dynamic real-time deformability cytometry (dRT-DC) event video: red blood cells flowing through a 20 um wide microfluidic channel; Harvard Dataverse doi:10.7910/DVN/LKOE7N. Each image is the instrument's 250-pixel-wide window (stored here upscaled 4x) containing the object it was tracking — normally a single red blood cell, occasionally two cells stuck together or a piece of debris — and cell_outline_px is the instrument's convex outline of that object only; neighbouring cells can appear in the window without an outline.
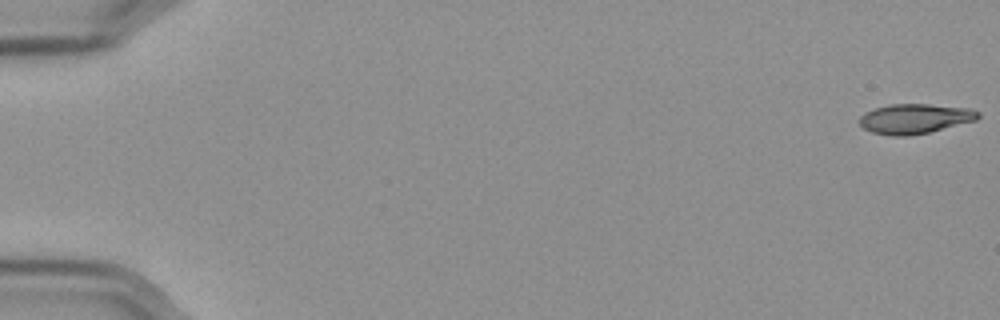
{"species": "Egyptian fruit bat (a non-hibernating species)", "species_latin": "Rousettus aegyptiacus", "temperature_condition": "cold", "stored_images_in_passage": 57, "camera_frame_rate_fps": 3000, "um_per_image_px": 0.085, "frame": {"image": 1, "passage_image": 1, "time_ms": 0.0, "image_size_px": [1000, 320], "cell_outline_px": [[980, 116], [976, 120], [928, 132], [908, 136], [892, 136], [872, 132], [864, 128], [856, 120], [864, 112], [876, 108], [892, 104], [928, 104], [972, 108], [980, 112]], "centroid_in_image_um": [77.75, 10.08], "position_along_channel_um": 7.3, "area_um2": 20.63}}
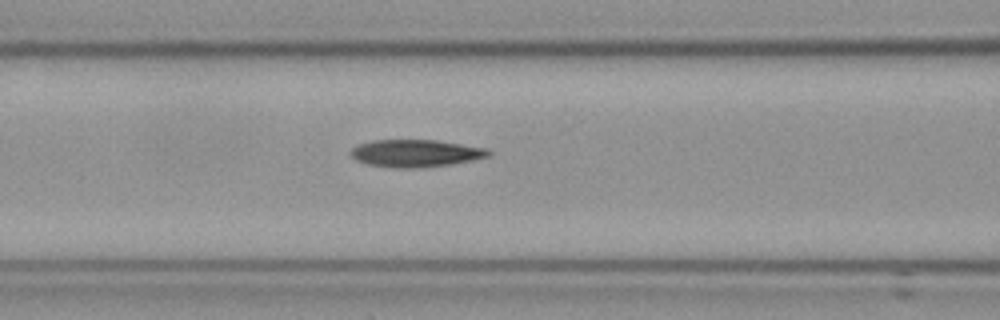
{"frame": {"image": 2, "passage_image": 25, "time_ms": 8.0, "image_size_px": [1000, 320], "cell_outline_px": [[492, 152], [488, 156], [472, 160], [452, 164], [412, 168], [396, 168], [368, 164], [356, 160], [348, 152], [356, 144], [372, 140], [436, 140], [488, 148]], "centroid_in_image_um": [35.3, 13.02], "position_along_channel_um": 131.3, "area_um2": 22.02}}
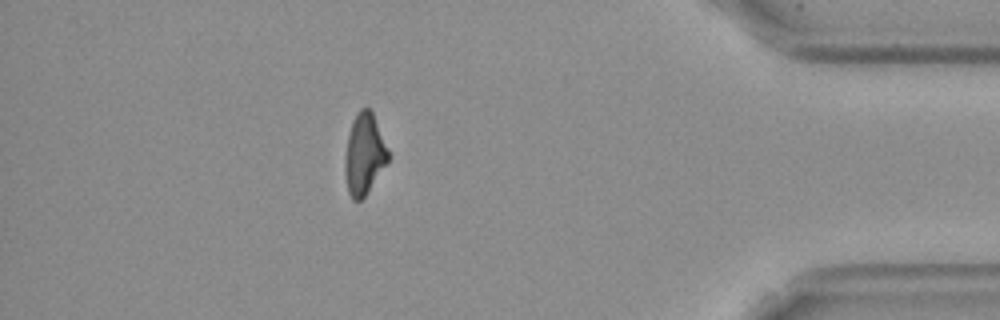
{"frame": {"image": 3, "passage_image": 51, "time_ms": 16.667, "image_size_px": [1000, 320], "cell_outline_px": [[388, 160], [364, 196], [360, 200], [352, 200], [348, 192], [344, 172], [344, 156], [348, 136], [352, 120], [356, 112], [360, 108], [368, 108], [372, 112], [388, 148]], "centroid_in_image_um": [30.92, 13.08], "position_along_channel_um": 404.3, "area_um2": 20.17}, "authors_computed_cell_mechanics": {"area_um2": 21.4438, "velocity_mm_per_s": 3.6016, "shape_relaxation_time_tau1_ms": 7.687, "shape_relaxation_time_tau2_ms": 4.3836, "deformation_change_tau1": 0.2201, "deformation_change_tau2": 0.1368}}